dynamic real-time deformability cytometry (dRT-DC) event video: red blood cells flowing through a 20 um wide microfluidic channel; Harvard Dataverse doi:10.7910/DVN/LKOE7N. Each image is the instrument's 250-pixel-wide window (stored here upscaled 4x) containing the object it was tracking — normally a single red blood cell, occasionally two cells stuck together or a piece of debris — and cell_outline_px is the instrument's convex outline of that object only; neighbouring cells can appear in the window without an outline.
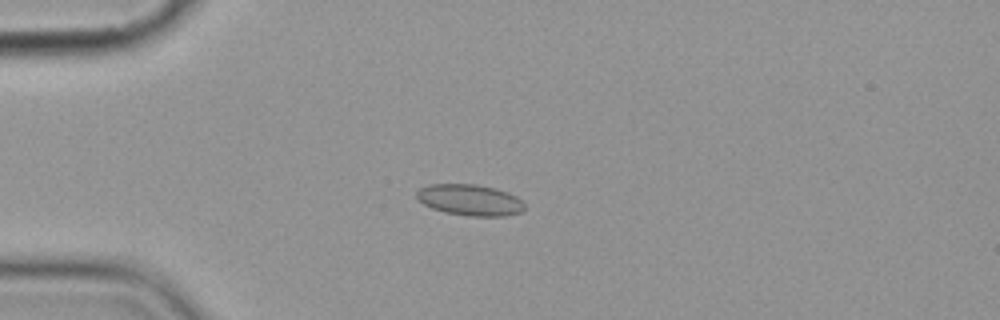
{"species": "common noctule bat (a hibernating species)", "species_latin": "Nyctalus noctula", "temperature_condition": "cold", "stored_images_in_passage": 3, "camera_frame_rate_fps": 3000, "um_per_image_px": 0.085, "animal": {"sex": "female", "body_mass_g": 19.9}, "frame": {"image": 1, "passage_image": 1, "time_ms": 0.0, "image_size_px": [1000, 320], "cell_outline_px": [[524, 208], [520, 212], [504, 216], [468, 216], [444, 212], [432, 208], [424, 204], [416, 196], [416, 192], [420, 188], [428, 184], [476, 184], [496, 188], [508, 192], [516, 196], [524, 204]], "centroid_in_image_um": [39.93, 16.99], "position_along_channel_um": 45.1, "area_um2": 19.59}}
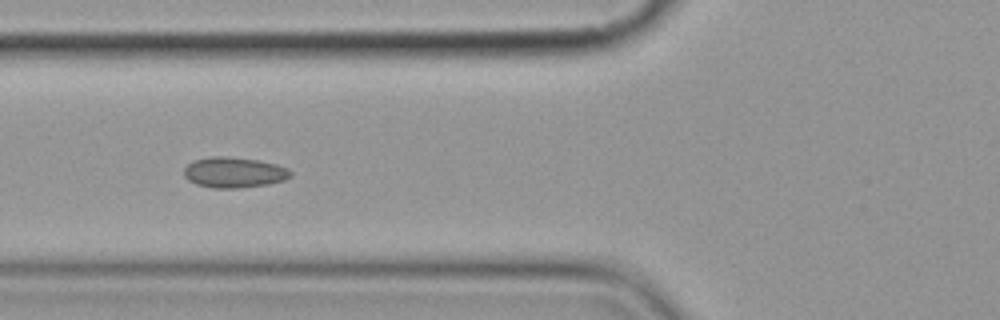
{"frame": {"image": 2, "passage_image": 3, "time_ms": 2.333, "image_size_px": [1000, 320], "cell_outline_px": [[292, 176], [284, 180], [268, 184], [236, 188], [212, 188], [196, 184], [188, 180], [184, 176], [184, 168], [188, 164], [196, 160], [212, 156], [228, 156], [260, 160], [276, 164], [288, 168], [292, 172]], "centroid_in_image_um": [19.91, 14.65], "position_along_channel_um": 105.9, "area_um2": 19.07}}